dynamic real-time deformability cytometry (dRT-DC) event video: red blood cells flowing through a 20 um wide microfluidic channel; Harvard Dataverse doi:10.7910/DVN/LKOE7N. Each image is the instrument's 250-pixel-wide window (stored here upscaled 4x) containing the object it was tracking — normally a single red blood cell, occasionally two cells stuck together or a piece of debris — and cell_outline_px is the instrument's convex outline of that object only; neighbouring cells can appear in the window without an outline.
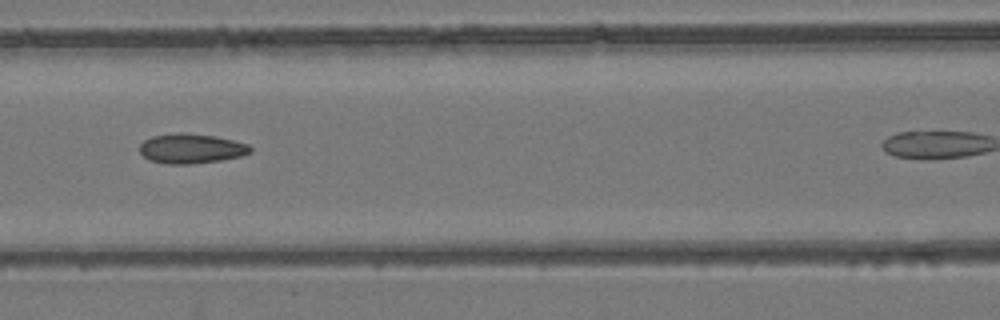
{"species": "common noctule bat (a hibernating species)", "species_latin": "Nyctalus noctula", "temperature_condition": "room temperature", "stored_images_in_passage": 7, "camera_frame_rate_fps": 3000, "um_per_image_px": 0.085, "animal": {"sex": "female", "body_mass_g": 24.6, "forearm_length_mm": 56.2}, "frame": {"image": 1, "passage_image": 6, "time_ms": 6.333, "image_size_px": [1000, 320], "cell_outline_px": [[252, 152], [240, 156], [220, 160], [188, 164], [168, 164], [148, 160], [140, 152], [140, 144], [144, 140], [152, 136], [176, 132], [184, 132], [216, 136], [248, 144], [252, 148]], "centroid_in_image_um": [16.23, 12.61], "position_along_channel_um": 150.4, "area_um2": 19.25}}